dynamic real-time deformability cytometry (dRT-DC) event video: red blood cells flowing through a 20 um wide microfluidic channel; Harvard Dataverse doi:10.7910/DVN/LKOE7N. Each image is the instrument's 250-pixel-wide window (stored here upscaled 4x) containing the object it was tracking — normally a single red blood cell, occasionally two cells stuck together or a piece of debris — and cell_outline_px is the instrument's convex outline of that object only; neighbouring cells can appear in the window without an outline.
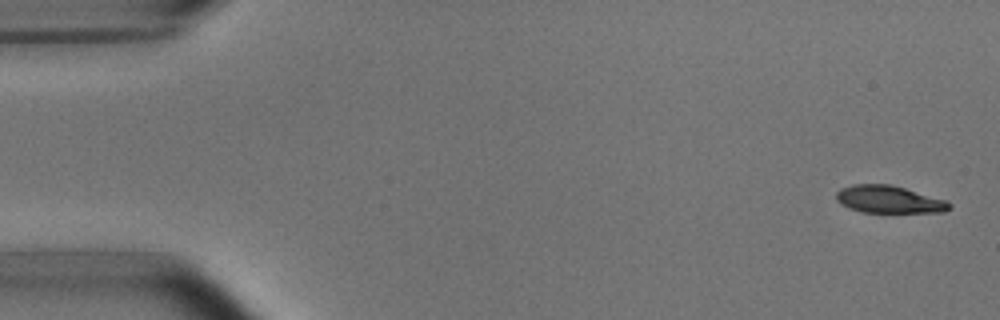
{"species": "common noctule bat (a hibernating species)", "species_latin": "Nyctalus noctula", "temperature_condition": "room temperature", "stored_images_in_passage": 5, "camera_frame_rate_fps": 3000, "um_per_image_px": 0.085, "animal": {"sex": "male", "body_mass_g": 15.6}, "frame": {"image": 1, "passage_image": 1, "time_ms": 0.0, "image_size_px": [1000, 320], "cell_outline_px": [[952, 208], [944, 212], [860, 212], [848, 208], [840, 204], [836, 200], [836, 192], [840, 188], [852, 184], [892, 184], [948, 200], [952, 204]], "centroid_in_image_um": [75.57, 16.94], "position_along_channel_um": 9.4, "area_um2": 18.44}}